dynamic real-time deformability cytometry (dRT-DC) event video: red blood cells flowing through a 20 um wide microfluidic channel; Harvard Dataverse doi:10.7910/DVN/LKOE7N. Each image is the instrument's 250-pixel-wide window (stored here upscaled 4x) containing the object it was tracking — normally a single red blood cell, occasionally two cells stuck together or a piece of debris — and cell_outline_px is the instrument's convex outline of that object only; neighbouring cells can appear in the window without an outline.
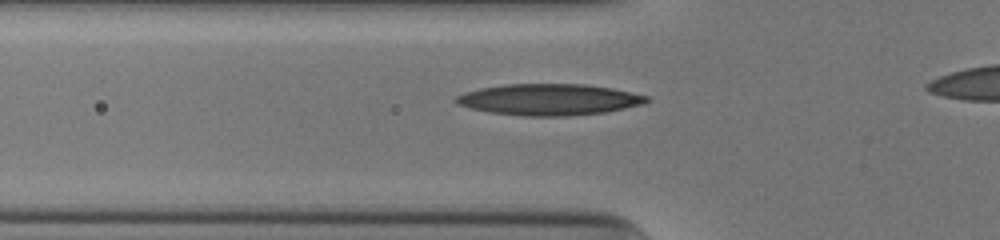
{"species": "human", "species_latin": "Homo sapiens", "temperature_condition": "cold", "stored_images_in_passage": 22, "camera_frame_rate_fps": 3000, "um_per_image_px": 0.085, "donor": {"sex": "male"}, "frame": {"image": 1, "passage_image": 2, "time_ms": 0.333, "image_size_px": [1000, 240], "cell_outline_px": [[648, 100], [644, 104], [604, 112], [568, 116], [524, 116], [488, 112], [456, 104], [452, 100], [456, 96], [480, 88], [504, 84], [584, 84], [612, 88], [648, 96]], "centroid_in_image_um": [46.65, 8.46], "position_along_channel_um": 79.2, "area_um2": 34.68}}
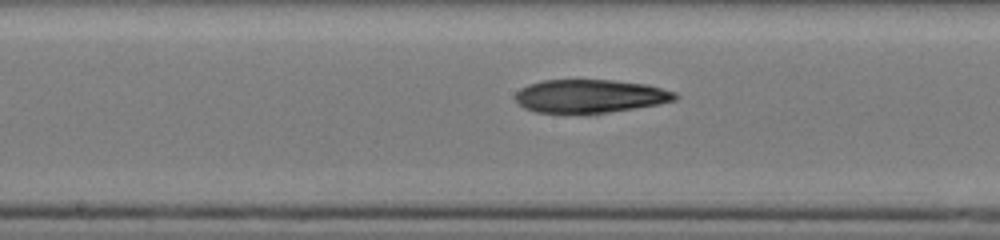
{"frame": {"image": 2, "passage_image": 11, "time_ms": 3.333, "image_size_px": [1000, 240], "cell_outline_px": [[680, 96], [676, 100], [660, 104], [608, 112], [536, 112], [524, 108], [512, 96], [520, 88], [528, 84], [544, 80], [612, 80], [648, 84], [676, 92]], "centroid_in_image_um": [50.18, 8.15], "position_along_channel_um": 198.0, "area_um2": 30.92}}
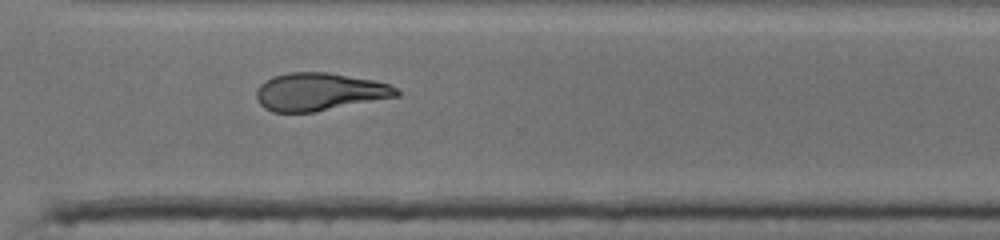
{"frame": {"image": 3, "passage_image": 22, "time_ms": 7.0, "image_size_px": [1000, 240], "cell_outline_px": [[400, 96], [316, 112], [272, 112], [264, 108], [256, 100], [256, 88], [264, 80], [272, 76], [288, 72], [328, 72], [376, 80], [388, 84], [396, 88], [400, 92]], "centroid_in_image_um": [27.13, 7.8], "position_along_channel_um": 343.5, "area_um2": 31.33}}